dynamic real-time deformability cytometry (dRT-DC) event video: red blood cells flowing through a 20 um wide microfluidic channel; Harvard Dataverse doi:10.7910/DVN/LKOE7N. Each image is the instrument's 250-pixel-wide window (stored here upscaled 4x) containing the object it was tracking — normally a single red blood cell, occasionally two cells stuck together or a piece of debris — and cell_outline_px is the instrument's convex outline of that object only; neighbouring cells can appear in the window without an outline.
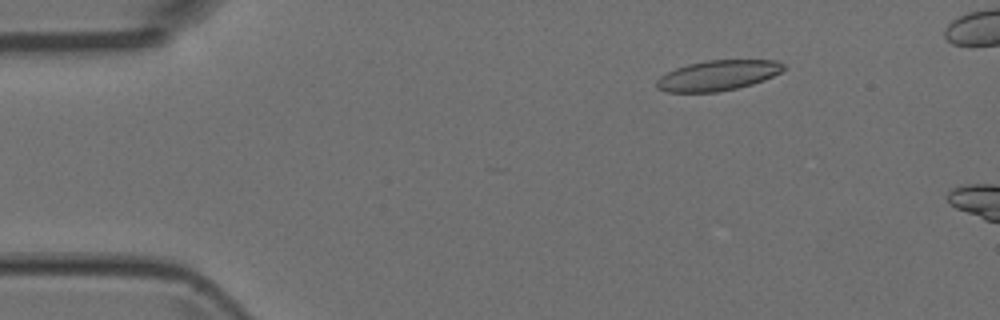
{"species": "Egyptian fruit bat (a non-hibernating species)", "species_latin": "Rousettus aegyptiacus", "temperature_condition": "room temperature", "stored_images_in_passage": 5, "camera_frame_rate_fps": 3000, "um_per_image_px": 0.085, "animal": {"sex": "female"}, "frame": {"image": 1, "passage_image": 3, "time_ms": 0.667, "image_size_px": [1000, 320], "cell_outline_px": [[784, 68], [780, 72], [764, 80], [752, 84], [736, 88], [716, 92], [664, 92], [656, 88], [656, 80], [660, 76], [676, 68], [688, 64], [708, 60], [780, 60], [784, 64]], "centroid_in_image_um": [61.0, 6.41], "position_along_channel_um": 24.0, "area_um2": 22.37}}